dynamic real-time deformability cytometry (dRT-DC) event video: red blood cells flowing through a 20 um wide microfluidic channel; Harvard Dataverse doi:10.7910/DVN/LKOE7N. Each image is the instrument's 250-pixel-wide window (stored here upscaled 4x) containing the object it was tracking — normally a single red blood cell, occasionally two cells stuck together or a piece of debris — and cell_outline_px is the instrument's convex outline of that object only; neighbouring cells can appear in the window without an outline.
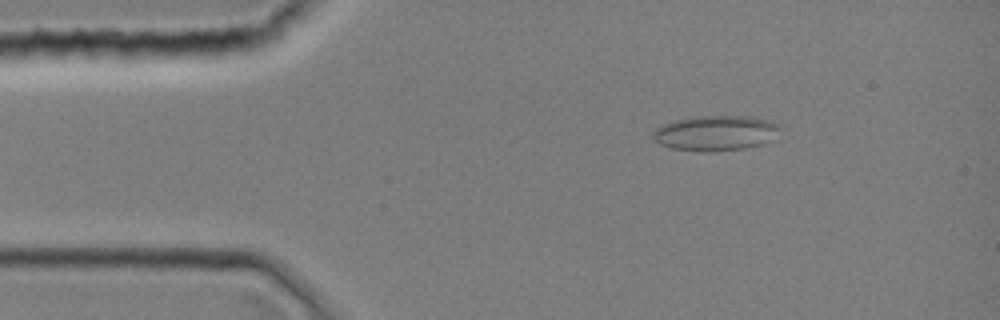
{"species": "common noctule bat (a hibernating species)", "species_latin": "Nyctalus noctula", "temperature_condition": "room temperature", "stored_images_in_passage": 8, "camera_frame_rate_fps": 3000, "um_per_image_px": 0.085, "animal": {"sex": "female", "body_mass_g": 19.0, "forearm_length_mm": 51.5}, "frame": {"image": 1, "passage_image": 4, "time_ms": 1.0, "image_size_px": [1000, 320], "cell_outline_px": [[780, 128], [760, 144], [744, 148], [708, 152], [704, 152], [672, 148], [660, 144], [652, 136], [652, 132], [656, 128], [664, 124], [676, 120], [696, 116], [752, 116], [768, 120], [780, 124]], "centroid_in_image_um": [60.76, 11.3], "position_along_channel_um": 24.2, "area_um2": 25.55}}